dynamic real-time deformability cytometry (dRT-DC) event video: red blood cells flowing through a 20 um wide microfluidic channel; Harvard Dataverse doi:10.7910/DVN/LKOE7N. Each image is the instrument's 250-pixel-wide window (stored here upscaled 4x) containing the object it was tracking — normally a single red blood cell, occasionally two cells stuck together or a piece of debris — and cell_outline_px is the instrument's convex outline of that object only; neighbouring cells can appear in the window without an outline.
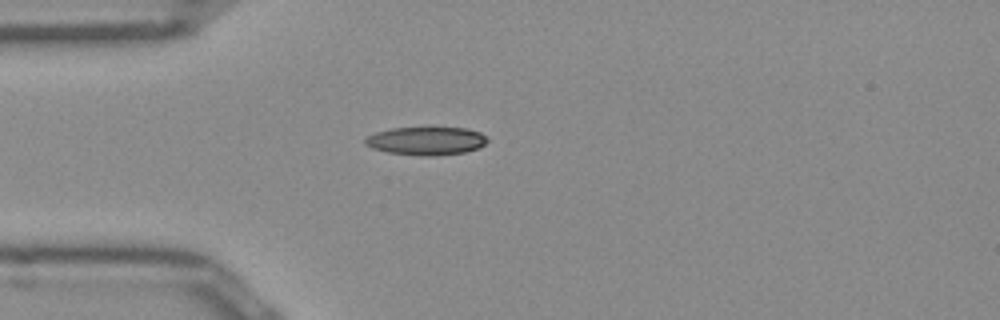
{"species": "Egyptian fruit bat (a non-hibernating species)", "species_latin": "Rousettus aegyptiacus", "temperature_condition": "room temperature", "stored_images_in_passage": 38, "camera_frame_rate_fps": 3000, "um_per_image_px": 0.085, "frame": {"image": 1, "passage_image": 1, "time_ms": 0.0, "image_size_px": [1000, 320], "cell_outline_px": [[488, 140], [484, 144], [476, 148], [464, 152], [432, 156], [428, 156], [388, 152], [372, 148], [364, 144], [364, 140], [368, 136], [376, 132], [392, 128], [468, 128], [480, 132], [488, 136]], "centroid_in_image_um": [36.24, 11.97], "position_along_channel_um": 48.8, "area_um2": 19.88}}
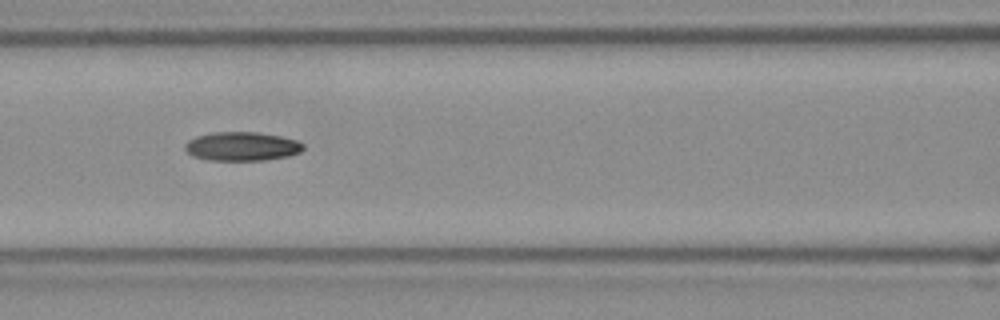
{"frame": {"image": 2, "passage_image": 9, "time_ms": 2.667, "image_size_px": [1000, 320], "cell_outline_px": [[304, 148], [300, 152], [288, 156], [264, 160], [208, 160], [192, 156], [184, 148], [184, 144], [188, 140], [196, 136], [212, 132], [256, 132], [280, 136], [296, 140], [304, 144]], "centroid_in_image_um": [20.54, 12.44], "position_along_channel_um": 146.1, "area_um2": 19.94}}
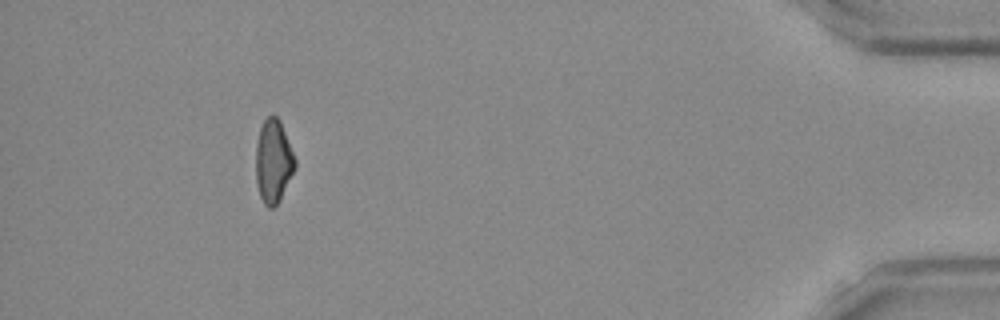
{"frame": {"image": 3, "passage_image": 34, "time_ms": 11.0, "image_size_px": [1000, 320], "cell_outline_px": [[296, 168], [280, 200], [272, 208], [268, 208], [264, 204], [260, 196], [256, 184], [256, 144], [260, 128], [264, 120], [272, 112], [280, 120], [296, 160]], "centroid_in_image_um": [23.24, 13.71], "position_along_channel_um": 412.0, "area_um2": 19.19}, "authors_computed_cell_mechanics": {"area_um2": 19.4786, "velocity_mm_per_s": 3.9933, "shape_relaxation_time_tau1_ms": null, "shape_relaxation_time_tau2_ms": 10.2503, "deformation_change_tau1": null, "deformation_change_tau2": 0.1926}}